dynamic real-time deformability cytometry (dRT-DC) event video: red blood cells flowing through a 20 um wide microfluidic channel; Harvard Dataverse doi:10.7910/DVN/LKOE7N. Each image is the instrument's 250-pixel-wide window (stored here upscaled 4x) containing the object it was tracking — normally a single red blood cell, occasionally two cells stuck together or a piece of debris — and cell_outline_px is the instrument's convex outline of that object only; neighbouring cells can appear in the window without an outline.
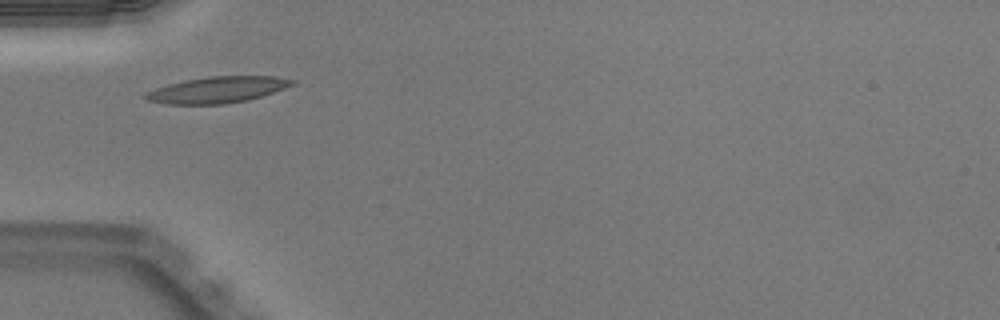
{"species": "Egyptian fruit bat (a non-hibernating species)", "species_latin": "Rousettus aegyptiacus", "temperature_condition": "warm", "stored_images_in_passage": 31, "camera_frame_rate_fps": 3000, "um_per_image_px": 0.085, "animal": {"sex": "male"}, "frame": {"image": 1, "passage_image": 1, "time_ms": 0.0, "image_size_px": [1000, 320], "cell_outline_px": [[296, 84], [248, 100], [224, 104], [164, 104], [144, 100], [144, 92], [168, 84], [208, 76], [276, 76], [296, 80]], "centroid_in_image_um": [18.45, 7.63], "position_along_channel_um": 66.5, "area_um2": 22.43}}
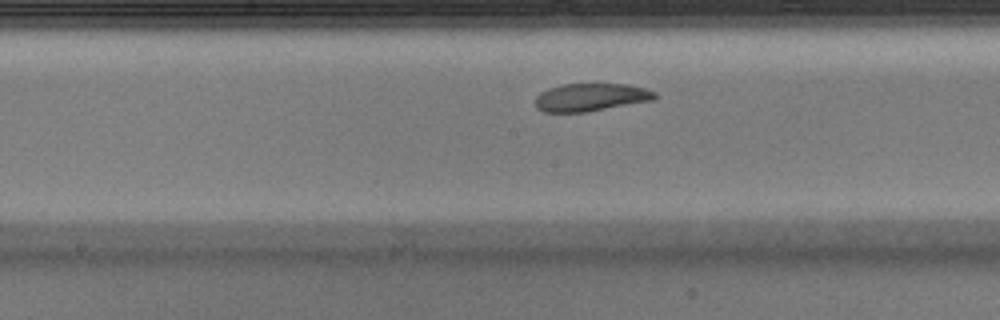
{"frame": {"image": 2, "passage_image": 11, "time_ms": 3.333, "image_size_px": [1000, 320], "cell_outline_px": [[656, 100], [588, 112], [544, 112], [536, 108], [536, 96], [540, 92], [548, 88], [560, 84], [628, 84], [644, 88], [656, 92]], "centroid_in_image_um": [50.23, 8.27], "position_along_channel_um": 198.0, "area_um2": 19.65}}
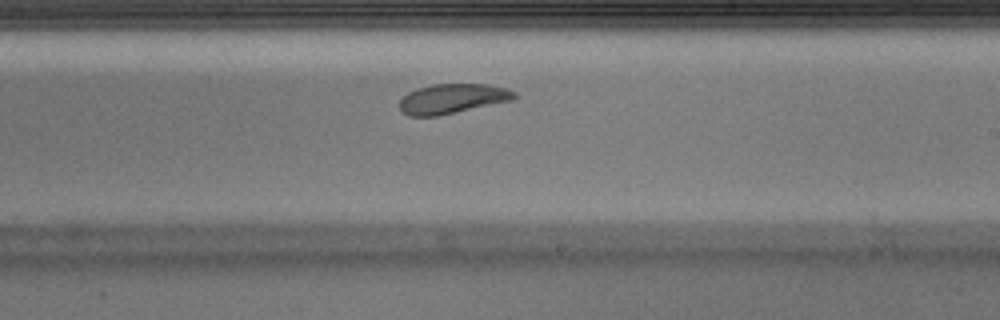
{"frame": {"image": 3, "passage_image": 15, "time_ms": 4.667, "image_size_px": [1000, 320], "cell_outline_px": [[516, 100], [440, 116], [408, 116], [400, 108], [400, 100], [408, 92], [416, 88], [432, 84], [488, 84], [508, 88], [516, 92]], "centroid_in_image_um": [38.51, 8.39], "position_along_channel_um": 250.5, "area_um2": 20.29}, "authors_computed_cell_mechanics": {"area_um2": 20.519, "velocity_mm_per_s": 3.9508, "shape_relaxation_time_tau1_ms": 6.9296, "shape_relaxation_time_tau2_ms": 5.6695, "deformation_change_tau1": 0.1727, "deformation_change_tau2": 0.1417}}